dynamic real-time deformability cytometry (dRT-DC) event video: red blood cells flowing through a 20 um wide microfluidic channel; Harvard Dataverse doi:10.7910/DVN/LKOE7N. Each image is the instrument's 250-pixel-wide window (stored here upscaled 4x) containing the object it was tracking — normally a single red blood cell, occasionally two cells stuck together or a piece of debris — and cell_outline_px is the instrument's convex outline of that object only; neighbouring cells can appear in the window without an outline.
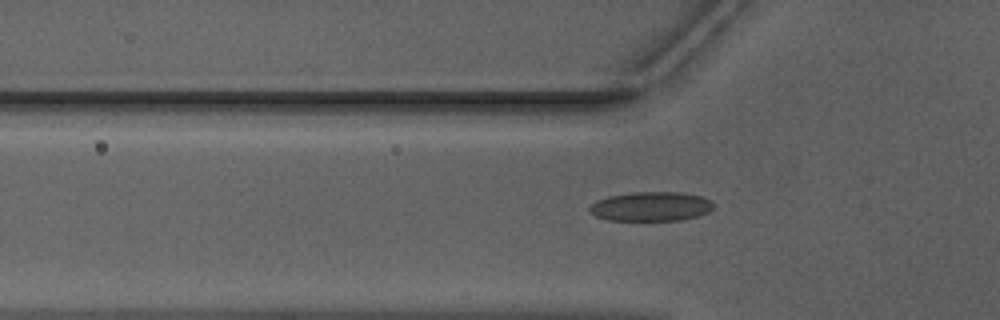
{"species": "Egyptian fruit bat (a non-hibernating species)", "species_latin": "Rousettus aegyptiacus", "temperature_condition": "warm", "stored_images_in_passage": 37, "camera_frame_rate_fps": 3000, "um_per_image_px": 0.085, "animal": {"sex": "male"}, "frame": {"image": 1, "passage_image": 2, "time_ms": 0.333, "image_size_px": [1000, 320], "cell_outline_px": [[712, 208], [708, 212], [700, 216], [680, 220], [608, 220], [596, 216], [588, 212], [588, 208], [596, 200], [608, 196], [632, 192], [680, 192], [700, 196], [712, 200]], "centroid_in_image_um": [55.31, 17.55], "position_along_channel_um": 70.5, "area_um2": 21.27}}
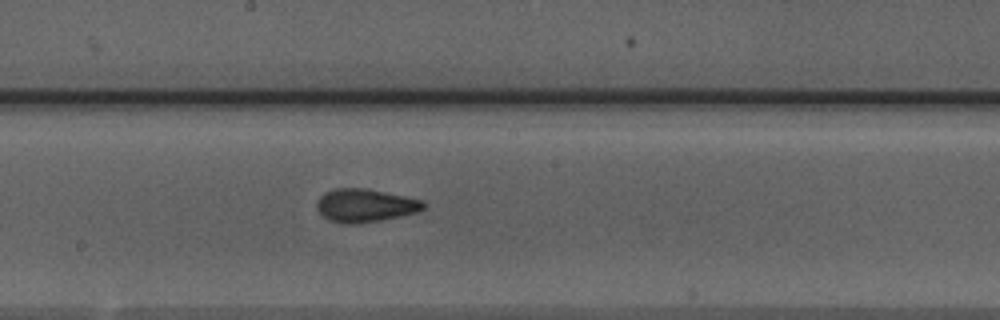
{"frame": {"image": 2, "passage_image": 13, "time_ms": 4.0, "image_size_px": [1000, 320], "cell_outline_px": [[428, 204], [424, 208], [416, 212], [400, 216], [380, 220], [356, 224], [340, 224], [328, 220], [316, 208], [316, 204], [320, 196], [336, 188], [364, 188], [424, 200]], "centroid_in_image_um": [31.04, 17.47], "position_along_channel_um": 217.2, "area_um2": 20.58}}
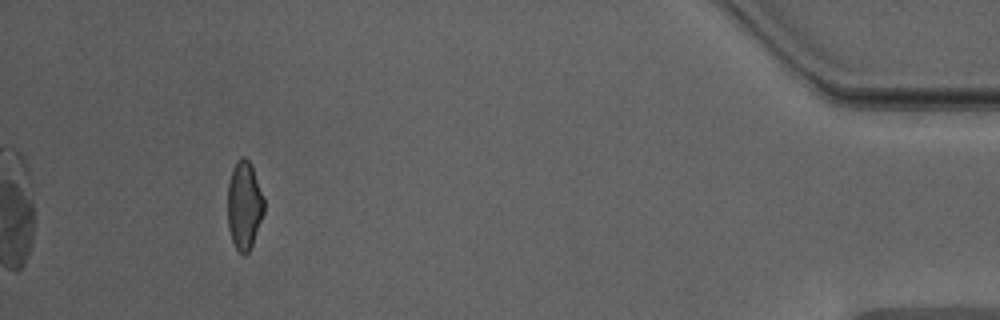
{"frame": {"image": 3, "passage_image": 33, "time_ms": 10.667, "image_size_px": [1000, 320], "cell_outline_px": [[264, 212], [252, 244], [248, 252], [244, 256], [236, 248], [232, 240], [228, 228], [228, 184], [232, 168], [236, 160], [244, 156], [252, 164], [264, 196]], "centroid_in_image_um": [20.77, 17.41], "position_along_channel_um": 414.4, "area_um2": 18.84}, "authors_computed_cell_mechanics": {"area_um2": 19.4786, "velocity_mm_per_s": 3.9886, "shape_relaxation_time_tau1_ms": 4.5247, "shape_relaxation_time_tau2_ms": 1.5529, "deformation_change_tau1": 0.1356, "deformation_change_tau2": 0.0729}}